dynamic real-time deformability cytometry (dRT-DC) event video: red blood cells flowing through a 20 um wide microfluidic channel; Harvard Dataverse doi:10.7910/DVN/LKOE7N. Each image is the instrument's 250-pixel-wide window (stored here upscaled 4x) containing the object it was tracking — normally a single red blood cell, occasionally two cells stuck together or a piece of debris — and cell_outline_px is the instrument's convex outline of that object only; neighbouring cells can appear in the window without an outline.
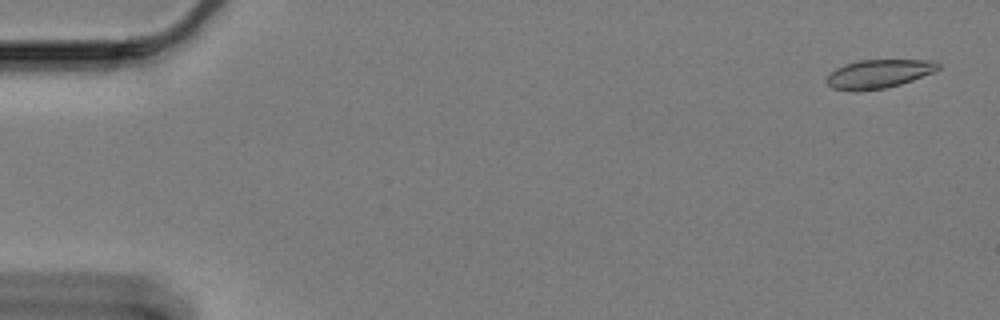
{"species": "Egyptian fruit bat (a non-hibernating species)", "species_latin": "Rousettus aegyptiacus", "temperature_condition": "cold", "stored_images_in_passage": 12, "camera_frame_rate_fps": 3000, "um_per_image_px": 0.085, "animal": {"sex": "female"}, "frame": {"image": 1, "passage_image": 2, "time_ms": 0.333, "image_size_px": [1000, 320], "cell_outline_px": [[940, 68], [932, 72], [912, 80], [900, 84], [884, 88], [856, 92], [832, 88], [824, 80], [836, 68], [844, 64], [860, 60], [936, 60], [940, 64]], "centroid_in_image_um": [74.67, 6.28], "position_along_channel_um": 10.3, "area_um2": 18.61}}